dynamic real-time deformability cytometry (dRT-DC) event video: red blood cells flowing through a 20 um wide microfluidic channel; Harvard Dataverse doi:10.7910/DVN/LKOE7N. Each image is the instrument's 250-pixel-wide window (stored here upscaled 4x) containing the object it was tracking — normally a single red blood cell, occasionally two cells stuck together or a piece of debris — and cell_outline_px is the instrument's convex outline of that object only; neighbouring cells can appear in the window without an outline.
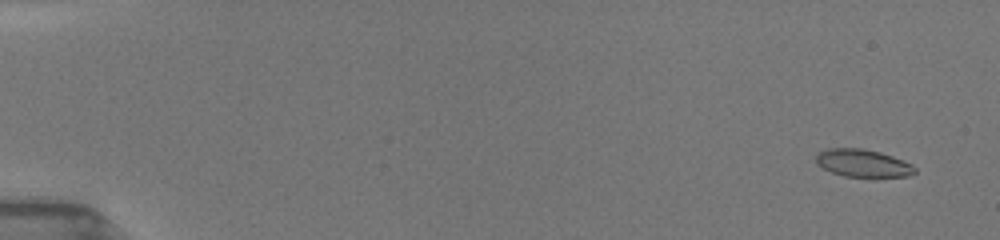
{"species": "common noctule bat (a hibernating species)", "species_latin": "Nyctalus noctula", "temperature_condition": "room temperature", "stored_images_in_passage": 17, "camera_frame_rate_fps": 3000, "um_per_image_px": 0.085, "animal": {"sex": "female", "body_mass_g": 19.5, "forearm_length_mm": 54.1}, "frame": {"image": 1, "passage_image": 3, "time_ms": 0.667, "image_size_px": [1000, 240], "cell_outline_px": [[916, 172], [908, 176], [844, 176], [832, 172], [816, 164], [816, 156], [820, 152], [828, 148], [864, 148], [880, 152], [904, 160], [912, 164], [916, 168]], "centroid_in_image_um": [73.36, 13.85], "position_along_channel_um": 11.6, "area_um2": 15.78}}
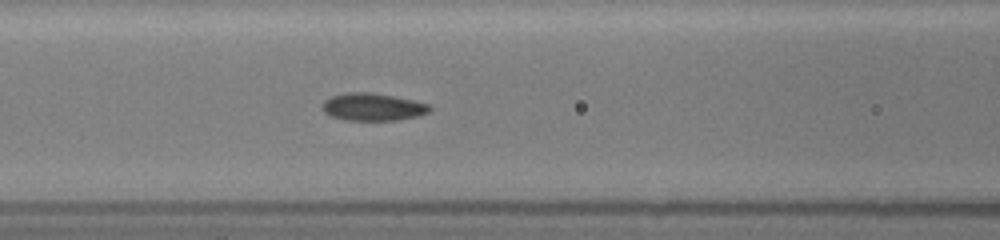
{"frame": {"image": 2, "passage_image": 14, "time_ms": 7.667, "image_size_px": [1000, 240], "cell_outline_px": [[432, 108], [428, 112], [416, 116], [396, 120], [344, 120], [332, 116], [324, 112], [320, 108], [320, 104], [324, 100], [332, 96], [348, 92], [372, 92], [412, 100], [428, 104]], "centroid_in_image_um": [31.62, 9.08], "position_along_channel_um": 135.0, "area_um2": 17.17}}
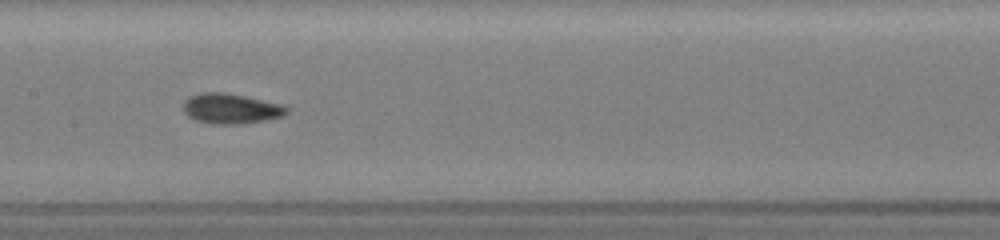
{"frame": {"image": 3, "passage_image": 16, "time_ms": 9.0, "image_size_px": [1000, 240], "cell_outline_px": [[288, 112], [284, 116], [264, 120], [240, 124], [208, 124], [196, 120], [188, 116], [184, 112], [184, 100], [188, 96], [200, 92], [224, 92], [284, 104], [288, 108]], "centroid_in_image_um": [19.62, 9.23], "position_along_channel_um": 187.8, "area_um2": 18.38}}